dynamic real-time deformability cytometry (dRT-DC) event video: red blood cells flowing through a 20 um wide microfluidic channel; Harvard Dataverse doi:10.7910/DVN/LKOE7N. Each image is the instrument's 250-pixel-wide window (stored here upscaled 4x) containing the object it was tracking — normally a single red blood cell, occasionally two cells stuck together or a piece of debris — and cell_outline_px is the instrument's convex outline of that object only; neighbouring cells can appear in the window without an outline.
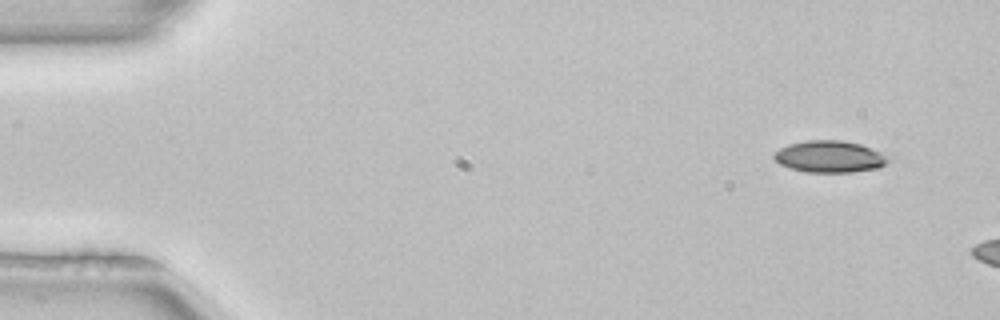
{"species": "common noctule bat (a hibernating species)", "species_latin": "Nyctalus noctula", "temperature_condition": "room temperature", "stored_images_in_passage": 3, "camera_frame_rate_fps": 3000, "um_per_image_px": 0.085, "animal": {"sex": "female", "body_mass_g": 22.7, "forearm_length_mm": 54.2}, "frame": {"image": 1, "passage_image": 1, "time_ms": 0.0, "image_size_px": [1000, 320], "cell_outline_px": [[896, 156], [892, 160], [880, 168], [852, 172], [808, 172], [788, 168], [780, 164], [772, 156], [780, 148], [788, 144], [808, 140], [840, 140], [860, 144]], "centroid_in_image_um": [70.63, 13.31], "position_along_channel_um": 14.4, "area_um2": 21.62}}